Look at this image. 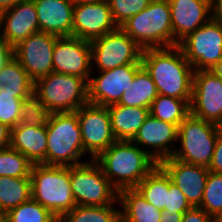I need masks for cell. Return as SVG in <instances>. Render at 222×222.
Here are the masks:
<instances>
[{
  "instance_id": "9c48e42d",
  "label": "cell",
  "mask_w": 222,
  "mask_h": 222,
  "mask_svg": "<svg viewBox=\"0 0 222 222\" xmlns=\"http://www.w3.org/2000/svg\"><path fill=\"white\" fill-rule=\"evenodd\" d=\"M178 46L194 71L211 70L222 59V20L210 18Z\"/></svg>"
},
{
  "instance_id": "bcb514c9",
  "label": "cell",
  "mask_w": 222,
  "mask_h": 222,
  "mask_svg": "<svg viewBox=\"0 0 222 222\" xmlns=\"http://www.w3.org/2000/svg\"><path fill=\"white\" fill-rule=\"evenodd\" d=\"M74 4H82V3H99L105 0H72Z\"/></svg>"
},
{
  "instance_id": "d590c367",
  "label": "cell",
  "mask_w": 222,
  "mask_h": 222,
  "mask_svg": "<svg viewBox=\"0 0 222 222\" xmlns=\"http://www.w3.org/2000/svg\"><path fill=\"white\" fill-rule=\"evenodd\" d=\"M113 21L118 27L145 9L151 0H108Z\"/></svg>"
},
{
  "instance_id": "5bb4252c",
  "label": "cell",
  "mask_w": 222,
  "mask_h": 222,
  "mask_svg": "<svg viewBox=\"0 0 222 222\" xmlns=\"http://www.w3.org/2000/svg\"><path fill=\"white\" fill-rule=\"evenodd\" d=\"M142 64H128L114 69L99 71V76L89 79L88 103L98 106L117 104L125 89L132 84Z\"/></svg>"
},
{
  "instance_id": "74e56055",
  "label": "cell",
  "mask_w": 222,
  "mask_h": 222,
  "mask_svg": "<svg viewBox=\"0 0 222 222\" xmlns=\"http://www.w3.org/2000/svg\"><path fill=\"white\" fill-rule=\"evenodd\" d=\"M181 222H217V220L202 208L192 207L183 214Z\"/></svg>"
},
{
  "instance_id": "ba28073f",
  "label": "cell",
  "mask_w": 222,
  "mask_h": 222,
  "mask_svg": "<svg viewBox=\"0 0 222 222\" xmlns=\"http://www.w3.org/2000/svg\"><path fill=\"white\" fill-rule=\"evenodd\" d=\"M70 183L78 206H106L118 201V191L95 160L70 166Z\"/></svg>"
},
{
  "instance_id": "9a60e30c",
  "label": "cell",
  "mask_w": 222,
  "mask_h": 222,
  "mask_svg": "<svg viewBox=\"0 0 222 222\" xmlns=\"http://www.w3.org/2000/svg\"><path fill=\"white\" fill-rule=\"evenodd\" d=\"M90 41L77 37H59L53 50V72L76 75L87 82L93 68Z\"/></svg>"
},
{
  "instance_id": "4fadbf2b",
  "label": "cell",
  "mask_w": 222,
  "mask_h": 222,
  "mask_svg": "<svg viewBox=\"0 0 222 222\" xmlns=\"http://www.w3.org/2000/svg\"><path fill=\"white\" fill-rule=\"evenodd\" d=\"M190 114L222 124V79L212 70L194 71Z\"/></svg>"
},
{
  "instance_id": "d6986e66",
  "label": "cell",
  "mask_w": 222,
  "mask_h": 222,
  "mask_svg": "<svg viewBox=\"0 0 222 222\" xmlns=\"http://www.w3.org/2000/svg\"><path fill=\"white\" fill-rule=\"evenodd\" d=\"M177 137L178 127L175 124L149 115L132 142L137 145H143V150L159 164L162 160L172 157L175 150L170 148L169 145L172 142L174 143V141L177 142ZM145 146L148 149L152 147L156 150L147 151V149L145 150Z\"/></svg>"
},
{
  "instance_id": "d6a6232c",
  "label": "cell",
  "mask_w": 222,
  "mask_h": 222,
  "mask_svg": "<svg viewBox=\"0 0 222 222\" xmlns=\"http://www.w3.org/2000/svg\"><path fill=\"white\" fill-rule=\"evenodd\" d=\"M33 164L11 147L0 151V176L30 177Z\"/></svg>"
},
{
  "instance_id": "d4e9b609",
  "label": "cell",
  "mask_w": 222,
  "mask_h": 222,
  "mask_svg": "<svg viewBox=\"0 0 222 222\" xmlns=\"http://www.w3.org/2000/svg\"><path fill=\"white\" fill-rule=\"evenodd\" d=\"M158 95L159 94L154 81L152 80L150 74L142 66L136 72L132 84L125 89L120 101L117 104L149 109L151 103Z\"/></svg>"
},
{
  "instance_id": "836d02e7",
  "label": "cell",
  "mask_w": 222,
  "mask_h": 222,
  "mask_svg": "<svg viewBox=\"0 0 222 222\" xmlns=\"http://www.w3.org/2000/svg\"><path fill=\"white\" fill-rule=\"evenodd\" d=\"M50 115V111L34 94H32L30 97L22 100V110L18 124L29 126H46Z\"/></svg>"
},
{
  "instance_id": "ffe728a7",
  "label": "cell",
  "mask_w": 222,
  "mask_h": 222,
  "mask_svg": "<svg viewBox=\"0 0 222 222\" xmlns=\"http://www.w3.org/2000/svg\"><path fill=\"white\" fill-rule=\"evenodd\" d=\"M173 28V46L212 18L210 0H168Z\"/></svg>"
},
{
  "instance_id": "ac0fdd59",
  "label": "cell",
  "mask_w": 222,
  "mask_h": 222,
  "mask_svg": "<svg viewBox=\"0 0 222 222\" xmlns=\"http://www.w3.org/2000/svg\"><path fill=\"white\" fill-rule=\"evenodd\" d=\"M159 165L170 176L171 181L185 195L192 207H200L209 169L174 159L162 160Z\"/></svg>"
},
{
  "instance_id": "5b68a950",
  "label": "cell",
  "mask_w": 222,
  "mask_h": 222,
  "mask_svg": "<svg viewBox=\"0 0 222 222\" xmlns=\"http://www.w3.org/2000/svg\"><path fill=\"white\" fill-rule=\"evenodd\" d=\"M47 129V165L75 166L85 154L76 112L53 113Z\"/></svg>"
},
{
  "instance_id": "e575fe53",
  "label": "cell",
  "mask_w": 222,
  "mask_h": 222,
  "mask_svg": "<svg viewBox=\"0 0 222 222\" xmlns=\"http://www.w3.org/2000/svg\"><path fill=\"white\" fill-rule=\"evenodd\" d=\"M28 97H15V93L0 88V122L11 129L18 125L22 110V100Z\"/></svg>"
},
{
  "instance_id": "f546056e",
  "label": "cell",
  "mask_w": 222,
  "mask_h": 222,
  "mask_svg": "<svg viewBox=\"0 0 222 222\" xmlns=\"http://www.w3.org/2000/svg\"><path fill=\"white\" fill-rule=\"evenodd\" d=\"M114 206H78L67 212L62 222H120V211Z\"/></svg>"
},
{
  "instance_id": "f6af8a7d",
  "label": "cell",
  "mask_w": 222,
  "mask_h": 222,
  "mask_svg": "<svg viewBox=\"0 0 222 222\" xmlns=\"http://www.w3.org/2000/svg\"><path fill=\"white\" fill-rule=\"evenodd\" d=\"M218 77L222 79V59L211 69Z\"/></svg>"
},
{
  "instance_id": "4316f807",
  "label": "cell",
  "mask_w": 222,
  "mask_h": 222,
  "mask_svg": "<svg viewBox=\"0 0 222 222\" xmlns=\"http://www.w3.org/2000/svg\"><path fill=\"white\" fill-rule=\"evenodd\" d=\"M30 177L0 176V211L9 210L31 199Z\"/></svg>"
},
{
  "instance_id": "277c9868",
  "label": "cell",
  "mask_w": 222,
  "mask_h": 222,
  "mask_svg": "<svg viewBox=\"0 0 222 222\" xmlns=\"http://www.w3.org/2000/svg\"><path fill=\"white\" fill-rule=\"evenodd\" d=\"M120 28L143 49L173 46V28L168 0H151Z\"/></svg>"
},
{
  "instance_id": "52a82bcc",
  "label": "cell",
  "mask_w": 222,
  "mask_h": 222,
  "mask_svg": "<svg viewBox=\"0 0 222 222\" xmlns=\"http://www.w3.org/2000/svg\"><path fill=\"white\" fill-rule=\"evenodd\" d=\"M220 126L189 114L178 126L180 147L172 157L180 161L209 167Z\"/></svg>"
},
{
  "instance_id": "cb8c5ba5",
  "label": "cell",
  "mask_w": 222,
  "mask_h": 222,
  "mask_svg": "<svg viewBox=\"0 0 222 222\" xmlns=\"http://www.w3.org/2000/svg\"><path fill=\"white\" fill-rule=\"evenodd\" d=\"M118 202L122 204L120 222H160L162 211L147 202L137 188L119 191Z\"/></svg>"
},
{
  "instance_id": "7c38bea8",
  "label": "cell",
  "mask_w": 222,
  "mask_h": 222,
  "mask_svg": "<svg viewBox=\"0 0 222 222\" xmlns=\"http://www.w3.org/2000/svg\"><path fill=\"white\" fill-rule=\"evenodd\" d=\"M58 38L56 35L39 31L12 48V56L33 81L53 72V50Z\"/></svg>"
},
{
  "instance_id": "8992f818",
  "label": "cell",
  "mask_w": 222,
  "mask_h": 222,
  "mask_svg": "<svg viewBox=\"0 0 222 222\" xmlns=\"http://www.w3.org/2000/svg\"><path fill=\"white\" fill-rule=\"evenodd\" d=\"M33 94L53 113H70L88 104L87 81L76 75L52 72L34 81Z\"/></svg>"
},
{
  "instance_id": "3957f363",
  "label": "cell",
  "mask_w": 222,
  "mask_h": 222,
  "mask_svg": "<svg viewBox=\"0 0 222 222\" xmlns=\"http://www.w3.org/2000/svg\"><path fill=\"white\" fill-rule=\"evenodd\" d=\"M31 198L61 219L76 203L70 183V166L33 164Z\"/></svg>"
},
{
  "instance_id": "603a6c76",
  "label": "cell",
  "mask_w": 222,
  "mask_h": 222,
  "mask_svg": "<svg viewBox=\"0 0 222 222\" xmlns=\"http://www.w3.org/2000/svg\"><path fill=\"white\" fill-rule=\"evenodd\" d=\"M107 108L116 140L132 141L150 115L149 109L143 107L112 104Z\"/></svg>"
},
{
  "instance_id": "484cf974",
  "label": "cell",
  "mask_w": 222,
  "mask_h": 222,
  "mask_svg": "<svg viewBox=\"0 0 222 222\" xmlns=\"http://www.w3.org/2000/svg\"><path fill=\"white\" fill-rule=\"evenodd\" d=\"M0 88L15 93V97H30L33 94L34 81L12 55L0 69Z\"/></svg>"
},
{
  "instance_id": "7a4b0ae2",
  "label": "cell",
  "mask_w": 222,
  "mask_h": 222,
  "mask_svg": "<svg viewBox=\"0 0 222 222\" xmlns=\"http://www.w3.org/2000/svg\"><path fill=\"white\" fill-rule=\"evenodd\" d=\"M95 161L118 192L136 188L158 165L141 146L125 140H116Z\"/></svg>"
},
{
  "instance_id": "2e32d148",
  "label": "cell",
  "mask_w": 222,
  "mask_h": 222,
  "mask_svg": "<svg viewBox=\"0 0 222 222\" xmlns=\"http://www.w3.org/2000/svg\"><path fill=\"white\" fill-rule=\"evenodd\" d=\"M117 28L108 0L74 5L73 37L92 41Z\"/></svg>"
},
{
  "instance_id": "4dcf8cb0",
  "label": "cell",
  "mask_w": 222,
  "mask_h": 222,
  "mask_svg": "<svg viewBox=\"0 0 222 222\" xmlns=\"http://www.w3.org/2000/svg\"><path fill=\"white\" fill-rule=\"evenodd\" d=\"M57 217L32 198L9 210L4 222H56Z\"/></svg>"
},
{
  "instance_id": "60d3db41",
  "label": "cell",
  "mask_w": 222,
  "mask_h": 222,
  "mask_svg": "<svg viewBox=\"0 0 222 222\" xmlns=\"http://www.w3.org/2000/svg\"><path fill=\"white\" fill-rule=\"evenodd\" d=\"M183 213H173L166 210H162L160 216V222H181L182 221Z\"/></svg>"
},
{
  "instance_id": "7402d4cb",
  "label": "cell",
  "mask_w": 222,
  "mask_h": 222,
  "mask_svg": "<svg viewBox=\"0 0 222 222\" xmlns=\"http://www.w3.org/2000/svg\"><path fill=\"white\" fill-rule=\"evenodd\" d=\"M46 126L17 125L11 129L12 149L24 155L32 164L47 165Z\"/></svg>"
},
{
  "instance_id": "83f0119b",
  "label": "cell",
  "mask_w": 222,
  "mask_h": 222,
  "mask_svg": "<svg viewBox=\"0 0 222 222\" xmlns=\"http://www.w3.org/2000/svg\"><path fill=\"white\" fill-rule=\"evenodd\" d=\"M159 210H164L169 191V175L158 164L136 187Z\"/></svg>"
},
{
  "instance_id": "7bdbcfd3",
  "label": "cell",
  "mask_w": 222,
  "mask_h": 222,
  "mask_svg": "<svg viewBox=\"0 0 222 222\" xmlns=\"http://www.w3.org/2000/svg\"><path fill=\"white\" fill-rule=\"evenodd\" d=\"M212 17L222 20V0H210Z\"/></svg>"
},
{
  "instance_id": "8d00e7d4",
  "label": "cell",
  "mask_w": 222,
  "mask_h": 222,
  "mask_svg": "<svg viewBox=\"0 0 222 222\" xmlns=\"http://www.w3.org/2000/svg\"><path fill=\"white\" fill-rule=\"evenodd\" d=\"M192 206L187 201L185 195L182 191L172 183L169 176V191L166 198V211L173 213H185L187 210L191 209Z\"/></svg>"
},
{
  "instance_id": "1f68e13d",
  "label": "cell",
  "mask_w": 222,
  "mask_h": 222,
  "mask_svg": "<svg viewBox=\"0 0 222 222\" xmlns=\"http://www.w3.org/2000/svg\"><path fill=\"white\" fill-rule=\"evenodd\" d=\"M200 208L217 221L222 217V173L209 171Z\"/></svg>"
},
{
  "instance_id": "30bf717a",
  "label": "cell",
  "mask_w": 222,
  "mask_h": 222,
  "mask_svg": "<svg viewBox=\"0 0 222 222\" xmlns=\"http://www.w3.org/2000/svg\"><path fill=\"white\" fill-rule=\"evenodd\" d=\"M91 59L99 71L128 64H142L143 48L120 27L90 41Z\"/></svg>"
},
{
  "instance_id": "e0dca14e",
  "label": "cell",
  "mask_w": 222,
  "mask_h": 222,
  "mask_svg": "<svg viewBox=\"0 0 222 222\" xmlns=\"http://www.w3.org/2000/svg\"><path fill=\"white\" fill-rule=\"evenodd\" d=\"M36 32H39V23L34 0H20L1 12L0 38L8 48L12 49Z\"/></svg>"
},
{
  "instance_id": "ab89813d",
  "label": "cell",
  "mask_w": 222,
  "mask_h": 222,
  "mask_svg": "<svg viewBox=\"0 0 222 222\" xmlns=\"http://www.w3.org/2000/svg\"><path fill=\"white\" fill-rule=\"evenodd\" d=\"M11 128L0 122V151L10 147Z\"/></svg>"
},
{
  "instance_id": "44dd1931",
  "label": "cell",
  "mask_w": 222,
  "mask_h": 222,
  "mask_svg": "<svg viewBox=\"0 0 222 222\" xmlns=\"http://www.w3.org/2000/svg\"><path fill=\"white\" fill-rule=\"evenodd\" d=\"M39 31L58 37L73 36L72 0H34Z\"/></svg>"
},
{
  "instance_id": "8fae6325",
  "label": "cell",
  "mask_w": 222,
  "mask_h": 222,
  "mask_svg": "<svg viewBox=\"0 0 222 222\" xmlns=\"http://www.w3.org/2000/svg\"><path fill=\"white\" fill-rule=\"evenodd\" d=\"M75 112L79 120L84 152L90 153L91 159L95 160L116 141L108 108L88 103Z\"/></svg>"
},
{
  "instance_id": "6da1fadb",
  "label": "cell",
  "mask_w": 222,
  "mask_h": 222,
  "mask_svg": "<svg viewBox=\"0 0 222 222\" xmlns=\"http://www.w3.org/2000/svg\"><path fill=\"white\" fill-rule=\"evenodd\" d=\"M141 63L158 94L191 100L194 70L178 45L144 49Z\"/></svg>"
},
{
  "instance_id": "b9f144b4",
  "label": "cell",
  "mask_w": 222,
  "mask_h": 222,
  "mask_svg": "<svg viewBox=\"0 0 222 222\" xmlns=\"http://www.w3.org/2000/svg\"><path fill=\"white\" fill-rule=\"evenodd\" d=\"M11 55L12 49L8 48L5 42L0 38V69Z\"/></svg>"
},
{
  "instance_id": "f35d334b",
  "label": "cell",
  "mask_w": 222,
  "mask_h": 222,
  "mask_svg": "<svg viewBox=\"0 0 222 222\" xmlns=\"http://www.w3.org/2000/svg\"><path fill=\"white\" fill-rule=\"evenodd\" d=\"M208 169L211 172L222 173V129L218 131L214 153Z\"/></svg>"
},
{
  "instance_id": "f1b7e54d",
  "label": "cell",
  "mask_w": 222,
  "mask_h": 222,
  "mask_svg": "<svg viewBox=\"0 0 222 222\" xmlns=\"http://www.w3.org/2000/svg\"><path fill=\"white\" fill-rule=\"evenodd\" d=\"M191 100H181L159 94L151 103L150 115L177 127L190 114Z\"/></svg>"
},
{
  "instance_id": "7dc6e473",
  "label": "cell",
  "mask_w": 222,
  "mask_h": 222,
  "mask_svg": "<svg viewBox=\"0 0 222 222\" xmlns=\"http://www.w3.org/2000/svg\"><path fill=\"white\" fill-rule=\"evenodd\" d=\"M3 219H4V215L0 211V220H3Z\"/></svg>"
},
{
  "instance_id": "ee69618b",
  "label": "cell",
  "mask_w": 222,
  "mask_h": 222,
  "mask_svg": "<svg viewBox=\"0 0 222 222\" xmlns=\"http://www.w3.org/2000/svg\"><path fill=\"white\" fill-rule=\"evenodd\" d=\"M20 0H0V12L11 9Z\"/></svg>"
}]
</instances>
